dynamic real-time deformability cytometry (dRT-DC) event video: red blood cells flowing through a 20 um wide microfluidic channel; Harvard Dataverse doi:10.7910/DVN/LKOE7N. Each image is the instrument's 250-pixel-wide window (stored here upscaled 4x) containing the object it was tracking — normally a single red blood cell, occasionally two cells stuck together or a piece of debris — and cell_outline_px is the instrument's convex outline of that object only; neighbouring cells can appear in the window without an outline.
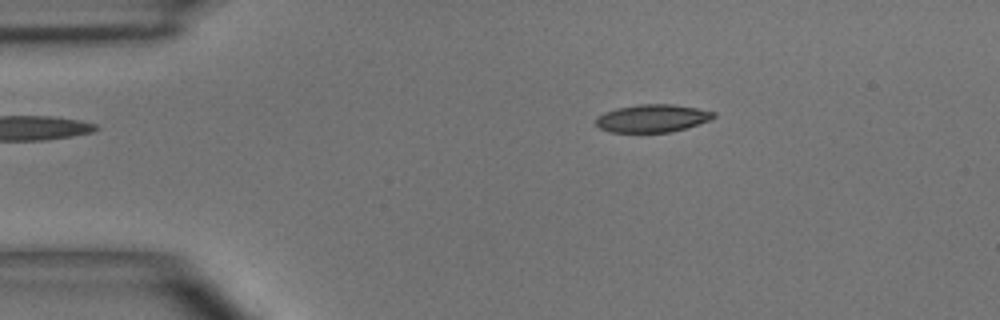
{"species": "common noctule bat (a hibernating species)", "species_latin": "Nyctalus noctula", "temperature_condition": "room temperature", "stored_images_in_passage": 4, "camera_frame_rate_fps": 3000, "um_per_image_px": 0.085, "animal": {"sex": "male", "body_mass_g": 15.6}, "frame": {"image": 1, "passage_image": 1, "time_ms": 0.0, "image_size_px": [1000, 320], "cell_outline_px": [[716, 116], [708, 120], [672, 132], [608, 132], [600, 128], [596, 124], [596, 116], [604, 112], [616, 108], [640, 104], [672, 104], [696, 108], [716, 112]], "centroid_in_image_um": [55.41, 10.05], "position_along_channel_um": 29.6, "area_um2": 18.96}}
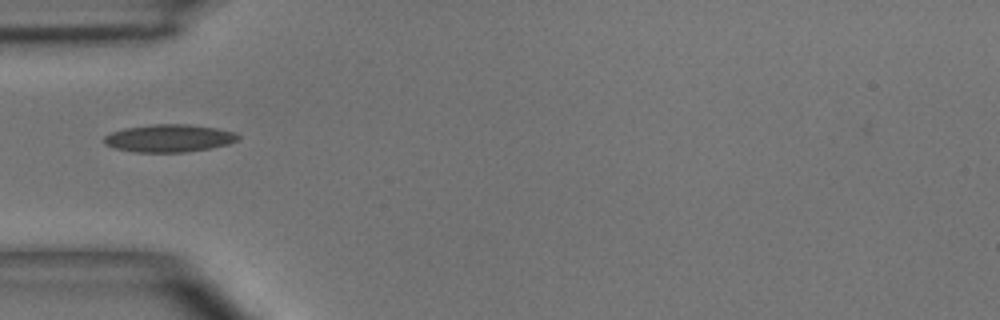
{"frame": {"image": 2, "passage_image": 3, "time_ms": 2.333, "image_size_px": [1000, 320], "cell_outline_px": [[240, 136], [236, 140], [228, 144], [208, 148], [184, 152], [136, 152], [112, 148], [104, 144], [104, 136], [112, 132], [124, 128], [152, 124], [188, 124], [216, 128], [236, 132]], "centroid_in_image_um": [14.34, 11.74], "position_along_channel_um": 70.7, "area_um2": 21.56}}
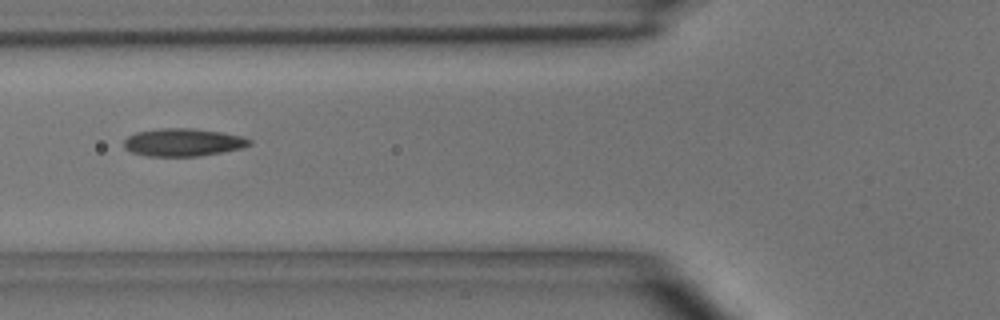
{"frame": {"image": 3, "passage_image": 4, "time_ms": 3.333, "image_size_px": [1000, 320], "cell_outline_px": [[252, 144], [244, 148], [196, 156], [148, 156], [132, 152], [124, 148], [124, 140], [128, 136], [136, 132], [160, 128], [196, 128], [244, 136], [252, 140]], "centroid_in_image_um": [15.58, 12.09], "position_along_channel_um": 110.2, "area_um2": 20.4}}